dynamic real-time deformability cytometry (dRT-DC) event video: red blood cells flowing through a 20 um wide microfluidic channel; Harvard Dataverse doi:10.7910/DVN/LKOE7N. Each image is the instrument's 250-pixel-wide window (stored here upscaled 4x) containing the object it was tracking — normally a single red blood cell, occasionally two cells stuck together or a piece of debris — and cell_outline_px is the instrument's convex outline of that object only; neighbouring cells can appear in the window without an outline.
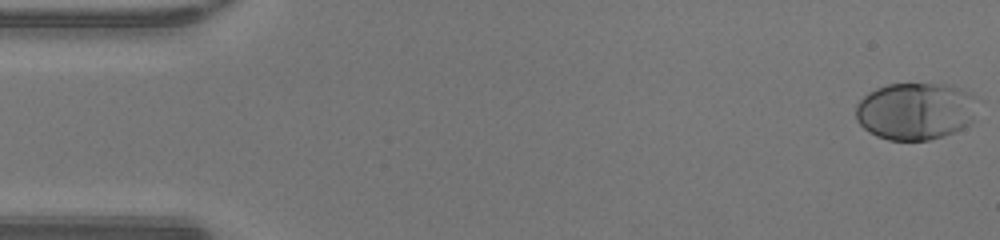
{"species": "human", "species_latin": "Homo sapiens", "temperature_condition": "warm", "stored_images_in_passage": 48, "camera_frame_rate_fps": 3000, "um_per_image_px": 0.085, "donor": {"sex": "male"}, "frame": {"image": 1, "passage_image": 1, "time_ms": 0.0, "image_size_px": [1000, 240], "cell_outline_px": [[972, 120], [968, 124], [956, 132], [944, 136], [928, 140], [888, 140], [876, 136], [868, 132], [856, 120], [856, 104], [868, 92], [876, 88], [888, 84], [948, 84], [960, 88], [968, 92], [972, 96]], "centroid_in_image_um": [77.74, 9.45], "position_along_channel_um": 7.3, "area_um2": 40.34}}
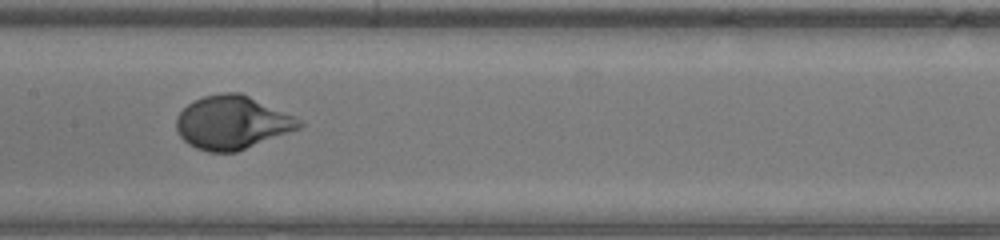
{"frame": {"image": 2, "passage_image": 24, "time_ms": 7.667, "image_size_px": [1000, 240], "cell_outline_px": [[304, 124], [300, 128], [236, 152], [208, 152], [196, 148], [188, 144], [180, 136], [176, 128], [176, 116], [188, 104], [204, 96], [220, 92], [240, 92], [296, 116]], "centroid_in_image_um": [19.73, 10.41], "position_along_channel_um": 187.7, "area_um2": 38.21}}
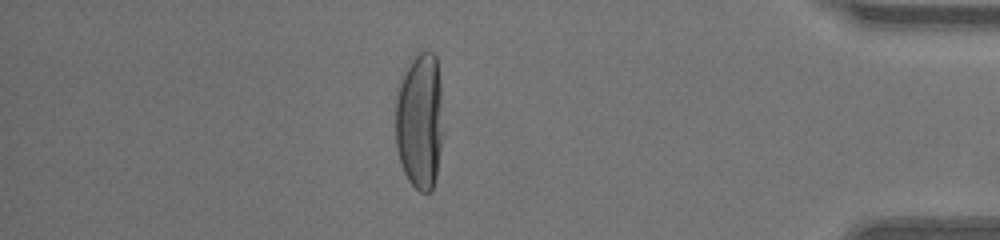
{"frame": {"image": 3, "passage_image": 42, "time_ms": 13.667, "image_size_px": [1000, 240], "cell_outline_px": [[444, 132], [436, 176], [432, 192], [420, 192], [408, 180], [404, 172], [396, 148], [396, 96], [400, 76], [408, 60], [420, 48], [436, 52], [440, 84]], "centroid_in_image_um": [35.69, 10.18], "position_along_channel_um": 399.5, "area_um2": 39.36}, "authors_computed_cell_mechanics": {"area_um2": 38.4659, "velocity_mm_per_s": 4.2535, "shape_relaxation_time_tau1_ms": 2.8602, "shape_relaxation_time_tau2_ms": null, "deformation_change_tau1": 0.2181, "deformation_change_tau2": null}}